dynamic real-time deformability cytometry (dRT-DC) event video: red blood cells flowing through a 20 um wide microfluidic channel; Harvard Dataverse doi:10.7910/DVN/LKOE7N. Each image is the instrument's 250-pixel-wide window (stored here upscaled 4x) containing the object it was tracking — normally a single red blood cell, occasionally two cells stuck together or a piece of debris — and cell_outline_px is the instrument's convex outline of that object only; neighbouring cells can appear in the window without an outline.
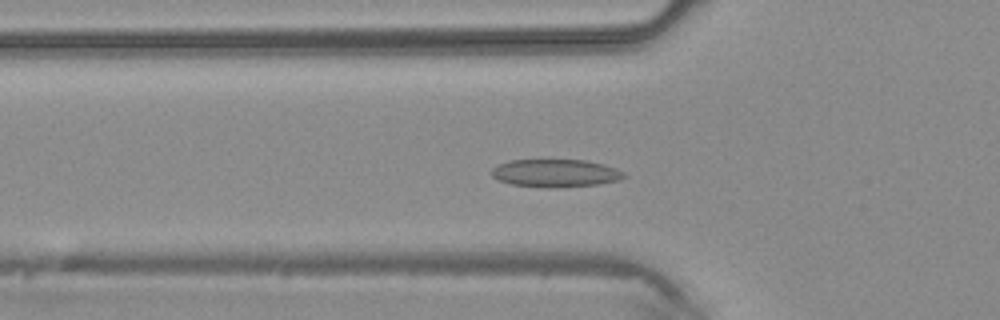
{"species": "common noctule bat (a hibernating species)", "species_latin": "Nyctalus noctula", "temperature_condition": "warm", "stored_images_in_passage": 42, "camera_frame_rate_fps": 3000, "um_per_image_px": 0.085, "animal": {"sex": "male", "body_mass_g": 20.4}, "frame": {"image": 1, "passage_image": 14, "time_ms": 4.333, "image_size_px": [1000, 320], "cell_outline_px": [[628, 176], [620, 180], [600, 184], [560, 188], [548, 188], [512, 184], [500, 180], [492, 176], [488, 172], [492, 168], [508, 160], [588, 160], [604, 164], [616, 168], [624, 172]], "centroid_in_image_um": [47.25, 14.72], "position_along_channel_um": 78.5, "area_um2": 21.79}}
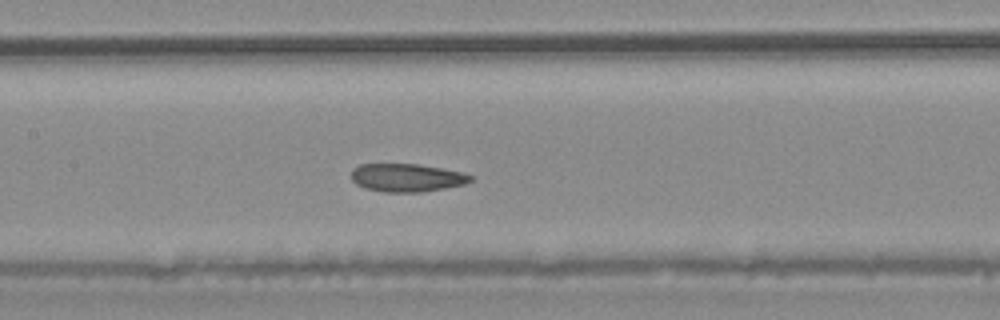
{"frame": {"image": 2, "passage_image": 20, "time_ms": 6.333, "image_size_px": [1000, 320], "cell_outline_px": [[472, 180], [464, 184], [424, 192], [384, 192], [364, 188], [356, 184], [352, 180], [352, 168], [360, 164], [420, 164], [464, 172], [472, 176]], "centroid_in_image_um": [34.57, 15.1], "position_along_channel_um": 172.8, "area_um2": 19.65}}
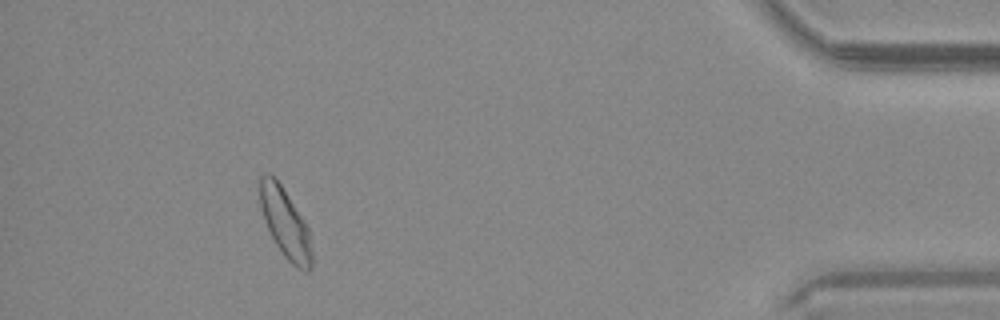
{"frame": {"image": 3, "passage_image": 39, "time_ms": 12.667, "image_size_px": [1000, 320], "cell_outline_px": [[312, 268], [308, 272], [304, 272], [292, 264], [284, 256], [276, 244], [264, 220], [260, 204], [260, 176], [268, 172], [276, 176], [304, 220], [308, 228], [312, 252]], "centroid_in_image_um": [24.25, 18.96], "position_along_channel_um": 410.9, "area_um2": 21.04}}